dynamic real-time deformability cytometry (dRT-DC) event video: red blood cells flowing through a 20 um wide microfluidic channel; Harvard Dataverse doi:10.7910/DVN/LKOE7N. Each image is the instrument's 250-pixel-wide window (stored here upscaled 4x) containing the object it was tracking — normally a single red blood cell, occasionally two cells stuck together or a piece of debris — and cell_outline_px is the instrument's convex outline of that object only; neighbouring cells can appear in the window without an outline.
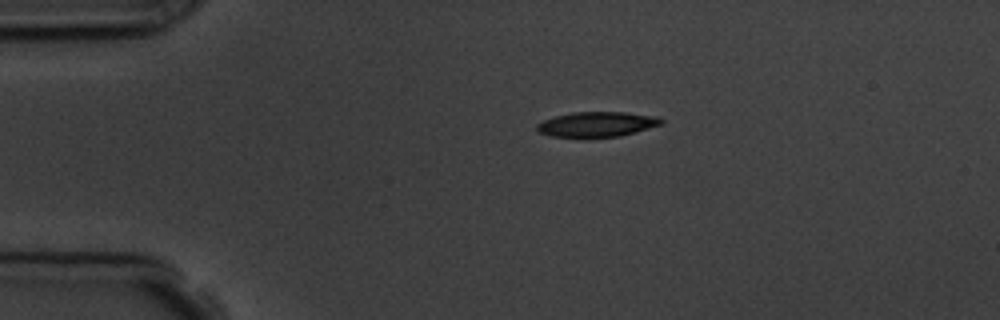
{"species": "common noctule bat (a hibernating species)", "species_latin": "Nyctalus noctula", "temperature_condition": "room temperature", "stored_images_in_passage": 13, "camera_frame_rate_fps": 3000, "um_per_image_px": 0.085, "animal": {"sex": "male", "body_mass_g": 19.5, "forearm_length_mm": 54.6}, "frame": {"image": 1, "passage_image": 1, "time_ms": 0.0, "image_size_px": [1000, 320], "cell_outline_px": [[664, 124], [636, 132], [620, 136], [584, 140], [548, 136], [536, 132], [536, 124], [544, 120], [556, 116], [572, 112], [624, 112], [656, 116], [664, 120]], "centroid_in_image_um": [50.69, 10.61], "position_along_channel_um": 34.3, "area_um2": 19.07}}
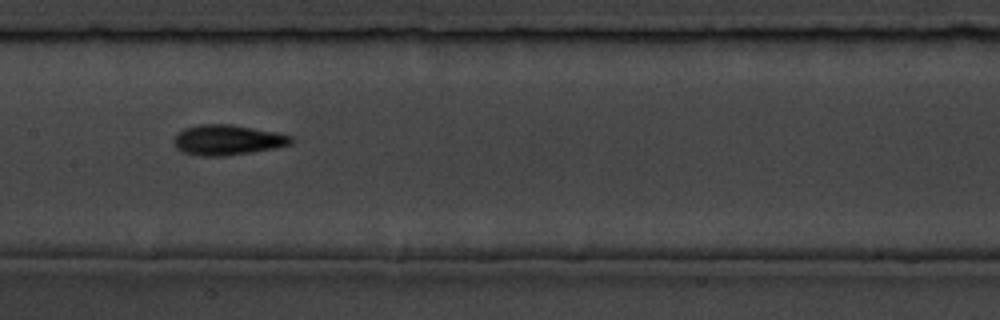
{"frame": {"image": 2, "passage_image": 6, "time_ms": 5.333, "image_size_px": [1000, 320], "cell_outline_px": [[296, 140], [292, 144], [276, 148], [252, 152], [224, 156], [200, 156], [180, 152], [176, 148], [172, 140], [176, 132], [184, 128], [200, 124], [232, 124], [276, 132], [292, 136]], "centroid_in_image_um": [19.32, 11.9], "position_along_channel_um": 188.1, "area_um2": 21.1}}
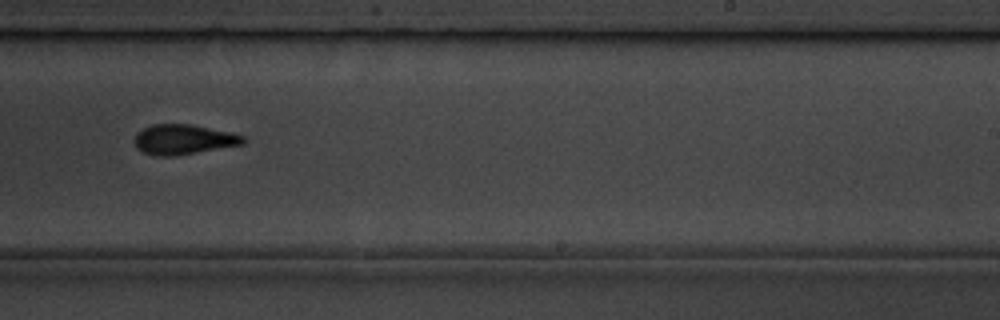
{"frame": {"image": 3, "passage_image": 8, "time_ms": 7.667, "image_size_px": [1000, 320], "cell_outline_px": [[248, 140], [244, 144], [176, 156], [156, 156], [144, 152], [136, 148], [136, 132], [152, 124], [192, 124], [232, 132], [244, 136]], "centroid_in_image_um": [15.64, 11.85], "position_along_channel_um": 273.4, "area_um2": 19.13}, "authors_computed_cell_mechanics": {"area_um2": 19.074, "velocity_mm_per_s": 3.6832, "shape_relaxation_time_tau1_ms": 2.8012, "shape_relaxation_time_tau2_ms": 2.2484, "deformation_change_tau1": 0.1361, "deformation_change_tau2": 0.0955}}